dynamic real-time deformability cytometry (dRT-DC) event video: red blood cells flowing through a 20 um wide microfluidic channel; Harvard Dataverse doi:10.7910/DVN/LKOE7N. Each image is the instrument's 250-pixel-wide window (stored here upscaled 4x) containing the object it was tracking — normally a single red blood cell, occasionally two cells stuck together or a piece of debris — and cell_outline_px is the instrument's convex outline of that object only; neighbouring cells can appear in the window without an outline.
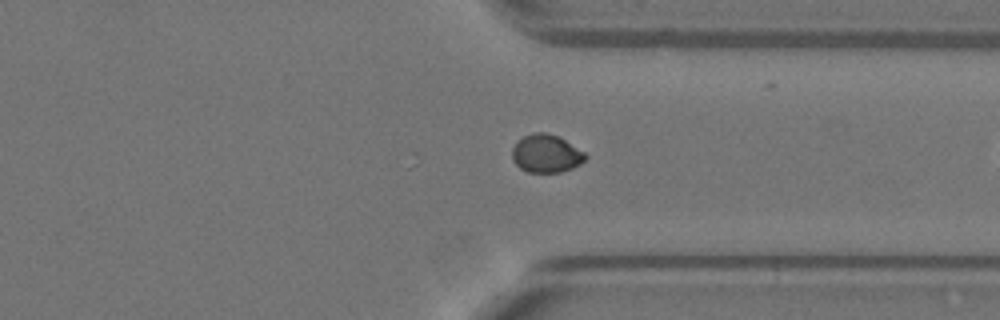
{"species": "Egyptian fruit bat (a non-hibernating species)", "species_latin": "Rousettus aegyptiacus", "temperature_condition": "warm", "stored_images_in_passage": 26, "camera_frame_rate_fps": 3000, "um_per_image_px": 0.085, "animal": {"sex": "female"}, "frame": {"image": 1, "passage_image": 26, "time_ms": 8.333, "image_size_px": [1000, 320], "cell_outline_px": [[588, 156], [580, 164], [572, 168], [560, 172], [528, 172], [520, 168], [512, 160], [512, 148], [516, 140], [532, 132], [544, 132], [560, 136], [584, 152]], "centroid_in_image_um": [46.41, 13.03], "position_along_channel_um": 365.0, "area_um2": 16.42}}